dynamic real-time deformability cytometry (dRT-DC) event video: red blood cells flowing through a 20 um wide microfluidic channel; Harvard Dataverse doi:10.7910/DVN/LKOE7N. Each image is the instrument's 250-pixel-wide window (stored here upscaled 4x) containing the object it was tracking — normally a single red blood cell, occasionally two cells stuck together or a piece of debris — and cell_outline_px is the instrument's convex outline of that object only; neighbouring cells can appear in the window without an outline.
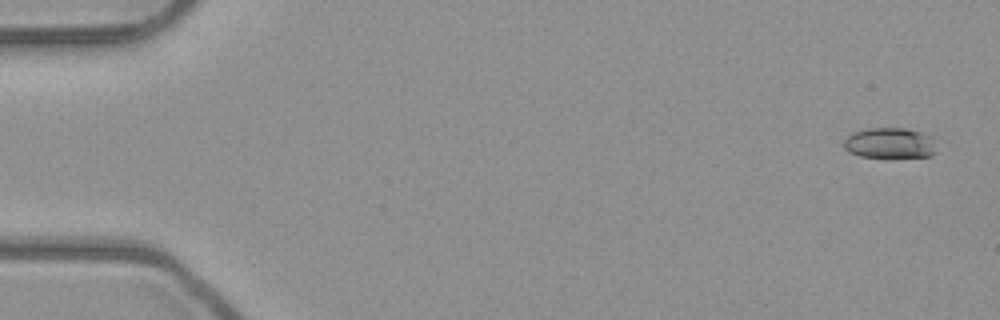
{"species": "common noctule bat (a hibernating species)", "species_latin": "Nyctalus noctula", "temperature_condition": "room temperature", "stored_images_in_passage": 5, "camera_frame_rate_fps": 3000, "um_per_image_px": 0.085, "animal": {"sex": "male", "body_mass_g": 23.1, "forearm_length_mm": 52.7}, "frame": {"image": 1, "passage_image": 1, "time_ms": 0.0, "image_size_px": [1000, 320], "cell_outline_px": [[936, 152], [932, 156], [860, 156], [848, 152], [844, 148], [844, 140], [848, 136], [856, 132], [868, 128], [904, 128], [920, 132], [932, 136]], "centroid_in_image_um": [75.64, 12.15], "position_along_channel_um": 9.4, "area_um2": 16.18}}
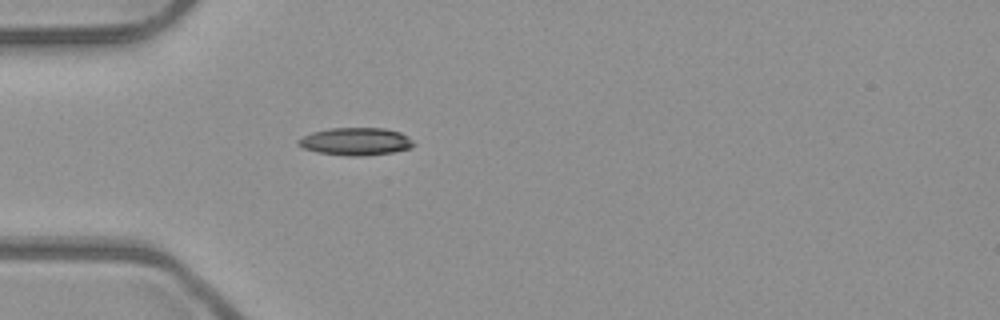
{"frame": {"image": 2, "passage_image": 5, "time_ms": 1.333, "image_size_px": [1000, 320], "cell_outline_px": [[416, 144], [408, 148], [392, 152], [364, 156], [348, 156], [316, 152], [304, 148], [296, 144], [296, 140], [312, 132], [332, 128], [384, 128], [400, 132], [412, 140]], "centroid_in_image_um": [30.21, 12.03], "position_along_channel_um": 54.8, "area_um2": 18.5}}